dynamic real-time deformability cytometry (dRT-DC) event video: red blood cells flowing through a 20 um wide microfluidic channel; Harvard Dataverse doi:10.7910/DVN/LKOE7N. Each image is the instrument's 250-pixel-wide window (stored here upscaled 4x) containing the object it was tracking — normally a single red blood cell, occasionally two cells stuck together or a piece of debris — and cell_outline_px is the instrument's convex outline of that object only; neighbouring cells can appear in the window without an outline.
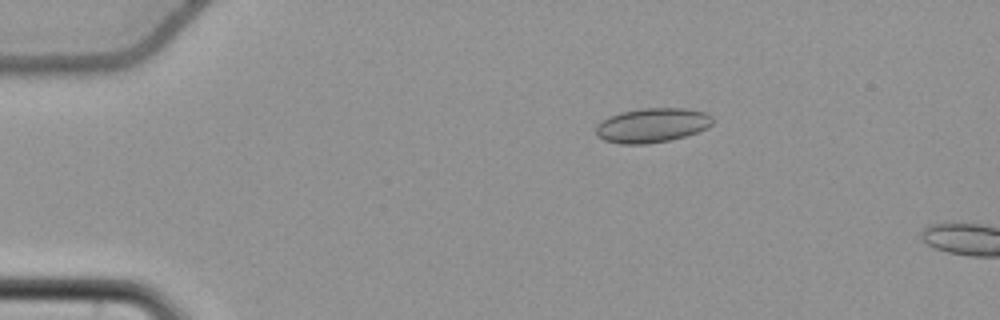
{"species": "common noctule bat (a hibernating species)", "species_latin": "Nyctalus noctula", "temperature_condition": "cold", "stored_images_in_passage": 1, "camera_frame_rate_fps": 3000, "um_per_image_px": 0.085, "animal": {"sex": "female", "body_mass_g": 22.7, "forearm_length_mm": 54.2}, "frame": {"image": 1, "passage_image": 1, "time_ms": 0.0, "image_size_px": [1000, 320], "cell_outline_px": [[716, 120], [708, 128], [684, 136], [668, 140], [648, 144], [620, 144], [604, 140], [596, 136], [596, 124], [608, 116], [620, 112], [644, 108], [684, 108], [708, 112]], "centroid_in_image_um": [55.44, 10.64], "position_along_channel_um": 29.6, "area_um2": 23.7}}